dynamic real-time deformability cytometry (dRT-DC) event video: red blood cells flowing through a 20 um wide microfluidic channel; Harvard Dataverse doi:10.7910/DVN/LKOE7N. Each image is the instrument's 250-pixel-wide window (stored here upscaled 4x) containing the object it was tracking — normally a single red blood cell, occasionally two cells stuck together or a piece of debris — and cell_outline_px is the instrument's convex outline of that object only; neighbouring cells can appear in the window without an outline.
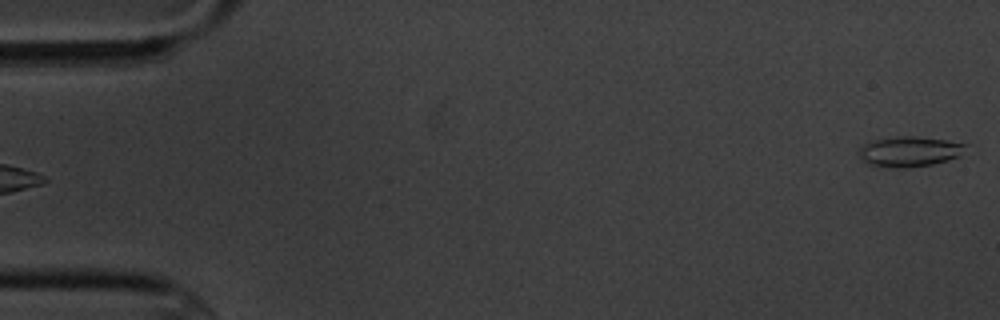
{"species": "common noctule bat (a hibernating species)", "species_latin": "Nyctalus noctula", "temperature_condition": "cold", "stored_images_in_passage": 5, "segment_of_instrument_passage": [2, 2], "camera_frame_rate_fps": 3000, "um_per_image_px": 0.085, "animal": {"sex": "male", "body_mass_g": 20.1, "forearm_length_mm": 53.5}, "frame": {"image": 1, "passage_image": 5, "time_ms": 4.667, "image_size_px": [1000, 320], "cell_outline_px": [[968, 144], [960, 156], [948, 160], [932, 164], [908, 168], [900, 168], [868, 164], [860, 156], [860, 148], [864, 144], [876, 140], [904, 136], [916, 136], [944, 140]], "centroid_in_image_um": [77.35, 12.89], "position_along_channel_um": 7.6, "area_um2": 18.44}}